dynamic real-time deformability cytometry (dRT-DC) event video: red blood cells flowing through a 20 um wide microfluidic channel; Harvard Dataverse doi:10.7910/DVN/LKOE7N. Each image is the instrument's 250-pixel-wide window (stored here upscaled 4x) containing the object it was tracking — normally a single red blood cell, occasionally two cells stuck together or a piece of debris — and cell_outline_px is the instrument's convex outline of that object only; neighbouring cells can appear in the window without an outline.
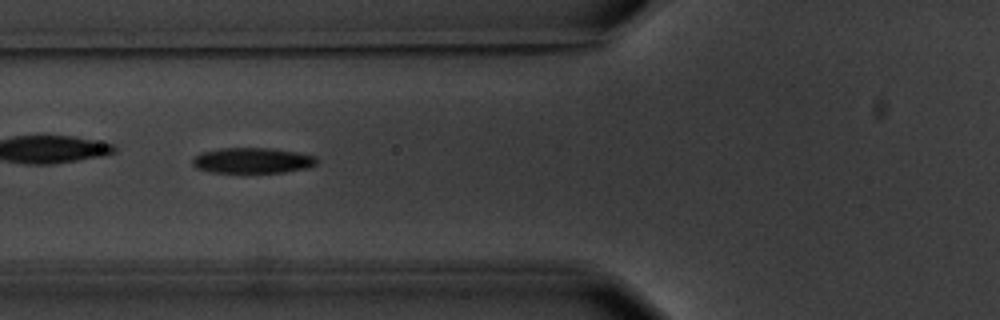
{"species": "common noctule bat (a hibernating species)", "species_latin": "Nyctalus noctula", "temperature_condition": "warm", "stored_images_in_passage": 5, "camera_frame_rate_fps": 3000, "um_per_image_px": 0.085, "animal": {"sex": "male", "body_mass_g": 20.1, "forearm_length_mm": 53.5}, "frame": {"image": 1, "passage_image": 4, "time_ms": 3.667, "image_size_px": [1000, 320], "cell_outline_px": [[316, 164], [308, 168], [284, 172], [208, 172], [196, 168], [192, 164], [192, 160], [200, 152], [220, 148], [268, 148], [296, 152], [316, 156]], "centroid_in_image_um": [21.43, 13.64], "position_along_channel_um": 104.4, "area_um2": 18.44}}